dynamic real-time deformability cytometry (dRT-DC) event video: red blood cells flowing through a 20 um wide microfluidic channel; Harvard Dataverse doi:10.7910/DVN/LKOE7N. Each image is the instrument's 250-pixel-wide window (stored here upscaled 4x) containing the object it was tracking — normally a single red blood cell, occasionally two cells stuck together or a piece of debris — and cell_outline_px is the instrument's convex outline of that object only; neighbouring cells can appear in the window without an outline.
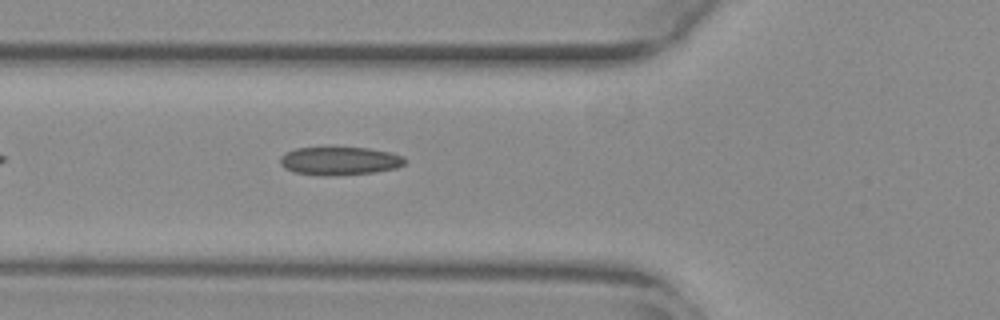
{"species": "common noctule bat (a hibernating species)", "species_latin": "Nyctalus noctula", "temperature_condition": "warm", "stored_images_in_passage": 37, "camera_frame_rate_fps": 3000, "um_per_image_px": 0.085, "animal": {"sex": "female", "body_mass_g": 29.2, "forearm_length_mm": 56.3}, "frame": {"image": 1, "passage_image": 7, "time_ms": 2.0, "image_size_px": [1000, 320], "cell_outline_px": [[408, 160], [404, 164], [396, 168], [372, 172], [332, 176], [320, 176], [292, 172], [284, 168], [280, 164], [280, 156], [284, 152], [296, 148], [368, 148], [392, 152], [404, 156]], "centroid_in_image_um": [28.85, 13.68], "position_along_channel_um": 96.9, "area_um2": 20.75}}
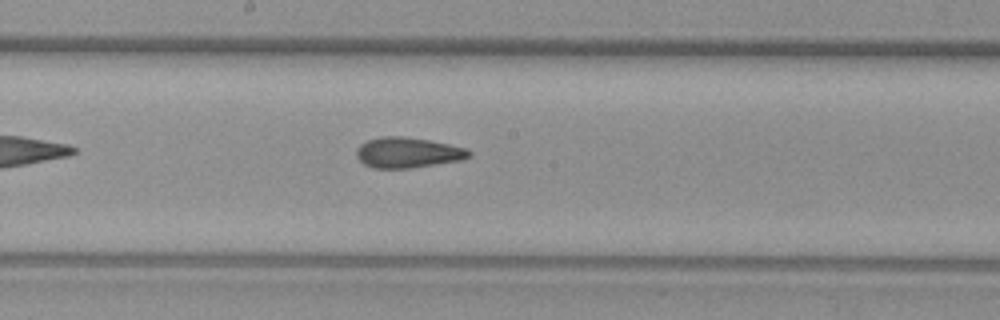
{"frame": {"image": 2, "passage_image": 16, "time_ms": 5.0, "image_size_px": [1000, 320], "cell_outline_px": [[472, 156], [464, 160], [408, 168], [372, 168], [364, 164], [356, 156], [356, 148], [360, 144], [368, 140], [380, 136], [404, 136], [428, 140], [448, 144], [464, 148], [472, 152]], "centroid_in_image_um": [34.65, 12.97], "position_along_channel_um": 213.5, "area_um2": 20.06}}
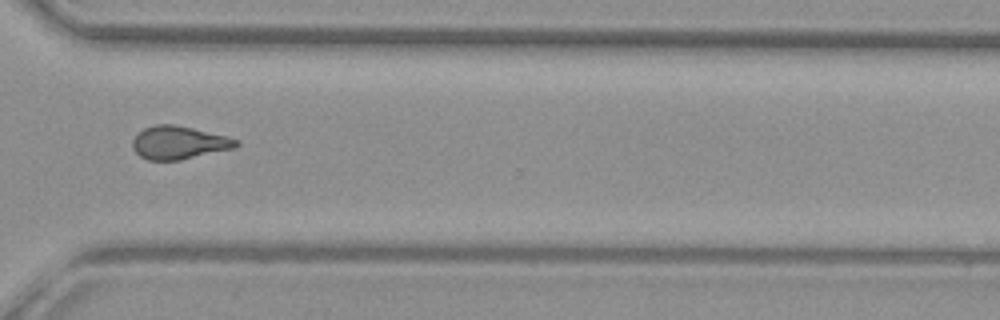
{"frame": {"image": 3, "passage_image": 27, "time_ms": 8.667, "image_size_px": [1000, 320], "cell_outline_px": [[240, 144], [236, 148], [180, 160], [148, 160], [140, 156], [132, 148], [132, 140], [144, 128], [156, 124], [172, 124], [192, 128], [228, 136], [240, 140]], "centroid_in_image_um": [15.24, 12.13], "position_along_channel_um": 355.4, "area_um2": 20.06}}